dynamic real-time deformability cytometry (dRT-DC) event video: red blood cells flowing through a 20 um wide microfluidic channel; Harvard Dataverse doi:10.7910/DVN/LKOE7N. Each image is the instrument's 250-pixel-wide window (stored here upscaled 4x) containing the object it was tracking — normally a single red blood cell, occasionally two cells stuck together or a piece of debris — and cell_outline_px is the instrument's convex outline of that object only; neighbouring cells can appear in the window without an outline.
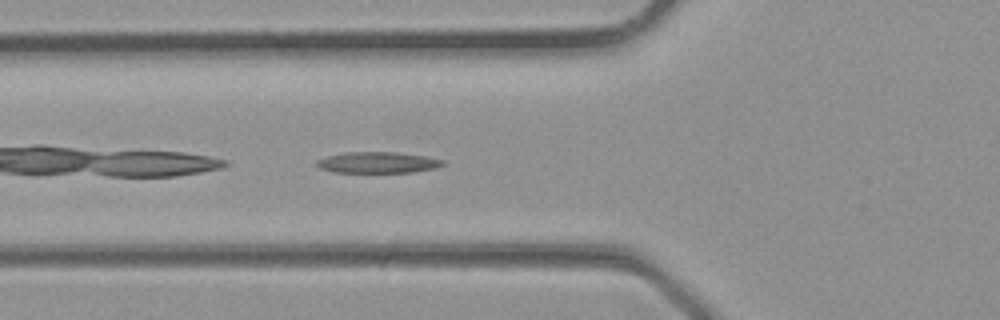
{"species": "common noctule bat (a hibernating species)", "species_latin": "Nyctalus noctula", "temperature_condition": "room temperature", "stored_images_in_passage": 25, "segment_of_instrument_passage": [1, 2], "camera_frame_rate_fps": 3000, "um_per_image_px": 0.085, "animal": {"sex": "male", "body_mass_g": 23.1, "forearm_length_mm": 52.7}, "frame": {"image": 1, "passage_image": 2, "time_ms": 0.333, "image_size_px": [1000, 320], "cell_outline_px": [[448, 164], [436, 168], [412, 172], [332, 172], [320, 168], [316, 164], [316, 160], [328, 156], [344, 152], [396, 152], [424, 156], [444, 160]], "centroid_in_image_um": [32.13, 13.81], "position_along_channel_um": 93.7, "area_um2": 15.55}}
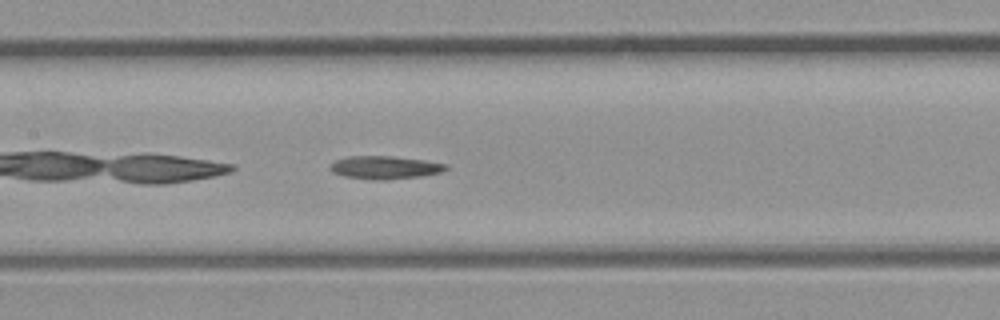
{"frame": {"image": 2, "passage_image": 6, "time_ms": 1.667, "image_size_px": [1000, 320], "cell_outline_px": [[448, 168], [440, 172], [420, 176], [388, 180], [376, 180], [344, 176], [332, 172], [328, 168], [336, 160], [348, 156], [392, 156], [424, 160], [448, 164]], "centroid_in_image_um": [32.71, 14.23], "position_along_channel_um": 174.7, "area_um2": 15.49}}
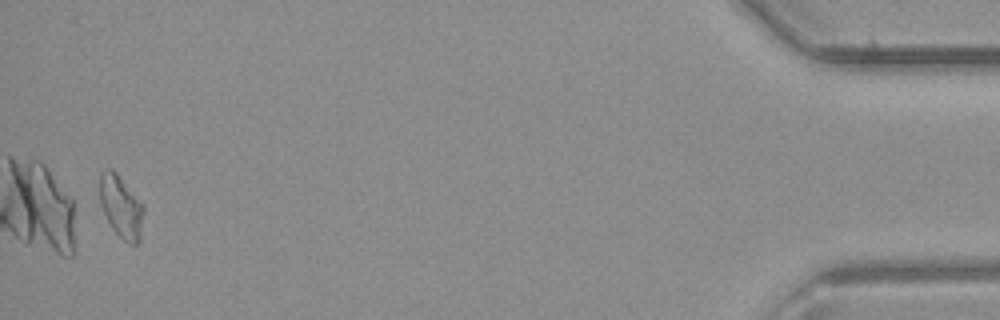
{"frame": {"image": 3, "passage_image": 23, "time_ms": 7.333, "image_size_px": [1000, 320], "cell_outline_px": [[144, 212], [140, 240], [136, 244], [128, 244], [112, 228], [100, 204], [100, 172], [104, 168], [112, 168], [116, 172], [144, 204]], "centroid_in_image_um": [10.31, 17.54], "position_along_channel_um": 424.9, "area_um2": 16.07}}